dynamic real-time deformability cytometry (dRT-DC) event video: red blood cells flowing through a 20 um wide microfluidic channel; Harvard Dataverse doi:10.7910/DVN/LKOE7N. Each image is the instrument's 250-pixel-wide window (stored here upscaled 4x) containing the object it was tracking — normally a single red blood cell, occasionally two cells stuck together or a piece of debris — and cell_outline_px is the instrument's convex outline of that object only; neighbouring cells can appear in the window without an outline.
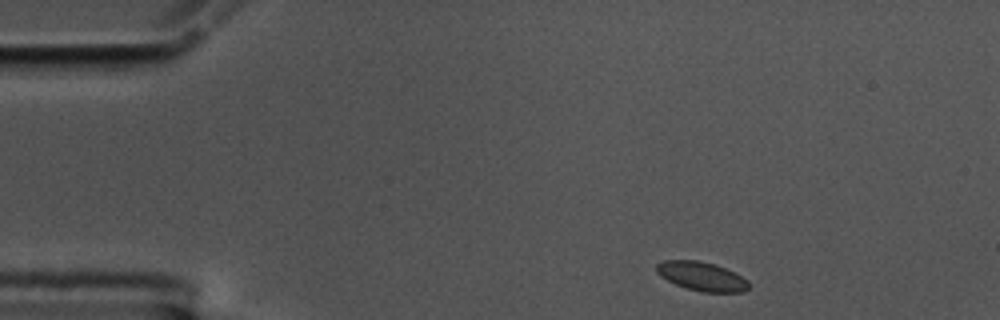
{"species": "common noctule bat (a hibernating species)", "species_latin": "Nyctalus noctula", "temperature_condition": "cold", "stored_images_in_passage": 50, "camera_frame_rate_fps": 3000, "um_per_image_px": 0.085, "animal": {"sex": "male", "body_mass_g": 17.5, "forearm_length_mm": 52.3}, "frame": {"image": 1, "passage_image": 1, "time_ms": 0.0, "image_size_px": [1000, 320], "cell_outline_px": [[748, 288], [744, 292], [704, 292], [688, 288], [676, 284], [660, 276], [656, 272], [656, 264], [664, 260], [700, 260], [716, 264], [736, 272], [748, 280]], "centroid_in_image_um": [59.66, 23.47], "position_along_channel_um": 25.3, "area_um2": 15.66}}
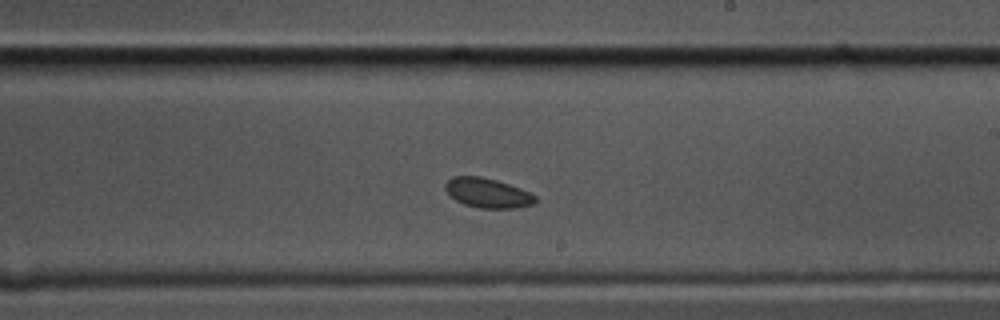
{"frame": {"image": 2, "passage_image": 26, "time_ms": 8.333, "image_size_px": [1000, 320], "cell_outline_px": [[536, 204], [516, 208], [480, 208], [464, 204], [456, 200], [444, 188], [444, 184], [452, 176], [480, 176], [496, 180], [520, 188], [536, 196]], "centroid_in_image_um": [41.45, 16.4], "position_along_channel_um": 247.5, "area_um2": 15.49}}
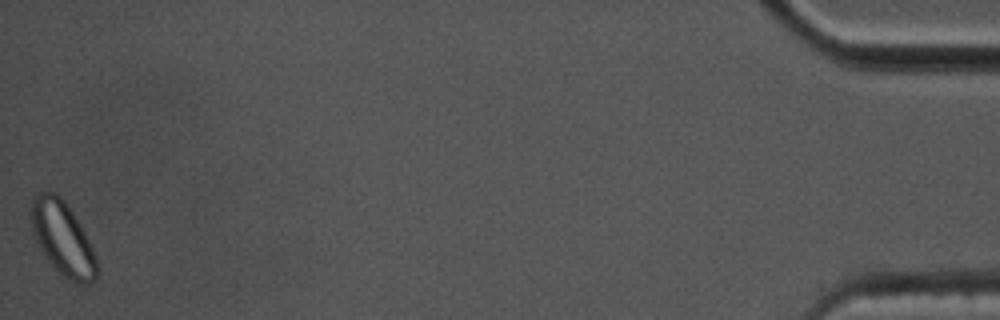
{"frame": {"image": 3, "passage_image": 50, "time_ms": 16.333, "image_size_px": [1000, 320], "cell_outline_px": [[96, 280], [88, 284], [80, 284], [64, 276], [44, 256], [32, 232], [32, 200], [40, 192], [56, 192], [64, 200], [80, 224], [96, 256]], "centroid_in_image_um": [5.33, 20.26], "position_along_channel_um": 429.9, "area_um2": 27.57}}